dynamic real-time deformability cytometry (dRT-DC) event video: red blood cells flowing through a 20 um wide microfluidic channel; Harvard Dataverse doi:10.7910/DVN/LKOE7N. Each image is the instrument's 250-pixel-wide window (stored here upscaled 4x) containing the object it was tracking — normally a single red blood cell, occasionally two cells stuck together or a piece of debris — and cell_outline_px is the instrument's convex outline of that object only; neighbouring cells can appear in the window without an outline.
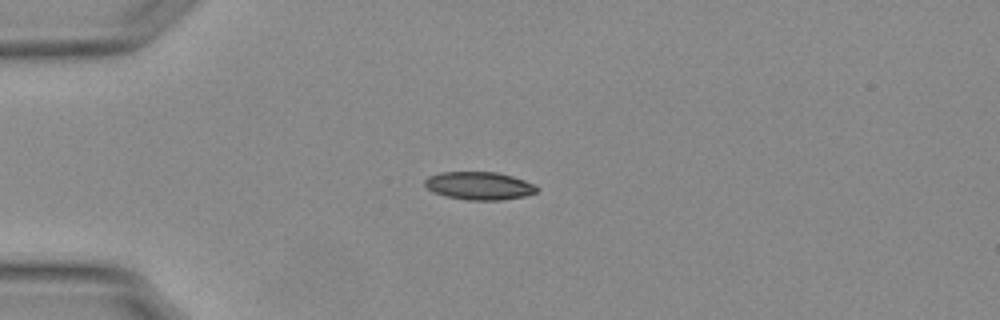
{"species": "Egyptian fruit bat (a non-hibernating species)", "species_latin": "Rousettus aegyptiacus", "temperature_condition": "warm", "stored_images_in_passage": 41, "camera_frame_rate_fps": 3000, "um_per_image_px": 0.085, "animal": {"sex": "female"}, "frame": {"image": 1, "passage_image": 1, "time_ms": 0.0, "image_size_px": [1000, 320], "cell_outline_px": [[540, 188], [536, 192], [524, 196], [500, 200], [468, 200], [444, 196], [432, 192], [424, 184], [424, 180], [428, 176], [440, 172], [496, 172], [512, 176], [524, 180]], "centroid_in_image_um": [40.7, 15.79], "position_along_channel_um": 44.3, "area_um2": 18.26}}
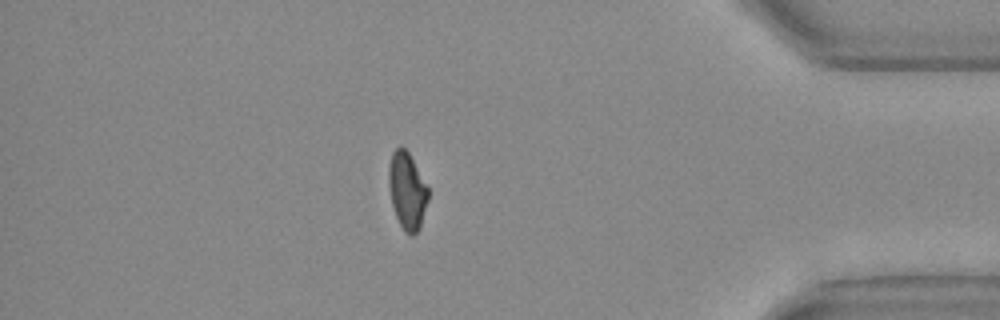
{"frame": {"image": 2, "passage_image": 34, "time_ms": 11.0, "image_size_px": [1000, 320], "cell_outline_px": [[428, 200], [420, 228], [412, 236], [404, 232], [396, 216], [392, 204], [388, 180], [388, 168], [392, 152], [400, 144], [408, 152], [428, 188]], "centroid_in_image_um": [34.6, 16.22], "position_along_channel_um": 400.6, "area_um2": 17.57}}
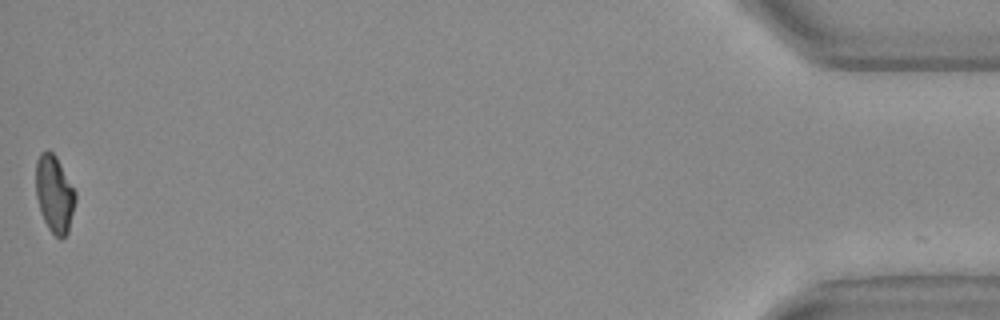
{"frame": {"image": 3, "passage_image": 41, "time_ms": 13.333, "image_size_px": [1000, 320], "cell_outline_px": [[76, 200], [68, 232], [60, 240], [48, 228], [40, 212], [36, 196], [36, 160], [40, 152], [48, 148], [56, 156], [76, 192]], "centroid_in_image_um": [4.62, 16.46], "position_along_channel_um": 430.6, "area_um2": 17.92}, "authors_computed_cell_mechanics": {"area_um2": 18.2648, "velocity_mm_per_s": 3.7903, "shape_relaxation_time_tau1_ms": 5.4394, "shape_relaxation_time_tau2_ms": 1.7892, "deformation_change_tau1": 0.183, "deformation_change_tau2": 0.078}}